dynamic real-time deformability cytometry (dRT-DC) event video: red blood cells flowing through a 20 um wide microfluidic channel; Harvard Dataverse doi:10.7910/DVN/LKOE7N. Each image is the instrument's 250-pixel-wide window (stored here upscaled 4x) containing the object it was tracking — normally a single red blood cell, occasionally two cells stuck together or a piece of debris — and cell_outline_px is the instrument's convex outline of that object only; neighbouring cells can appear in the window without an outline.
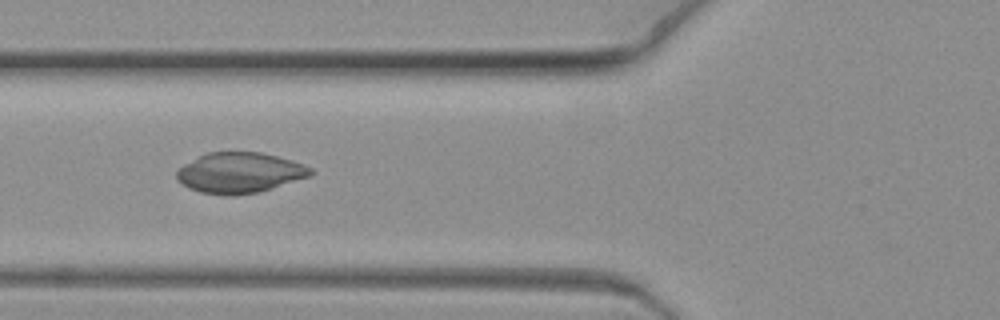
{"species": "common noctule bat (a hibernating species)", "species_latin": "Nyctalus noctula", "temperature_condition": "warm", "stored_images_in_passage": 5, "camera_frame_rate_fps": 3000, "um_per_image_px": 0.085, "animal": {"sex": "female", "body_mass_g": 19.3, "forearm_length_mm": 54.1}, "frame": {"image": 1, "passage_image": 3, "time_ms": 0.667, "image_size_px": [1000, 320], "cell_outline_px": [[316, 172], [312, 176], [260, 192], [236, 196], [224, 196], [200, 192], [188, 188], [176, 180], [176, 172], [184, 164], [208, 152], [260, 152], [292, 160], [312, 168]], "centroid_in_image_um": [20.4, 14.7], "position_along_channel_um": 105.4, "area_um2": 31.96}}
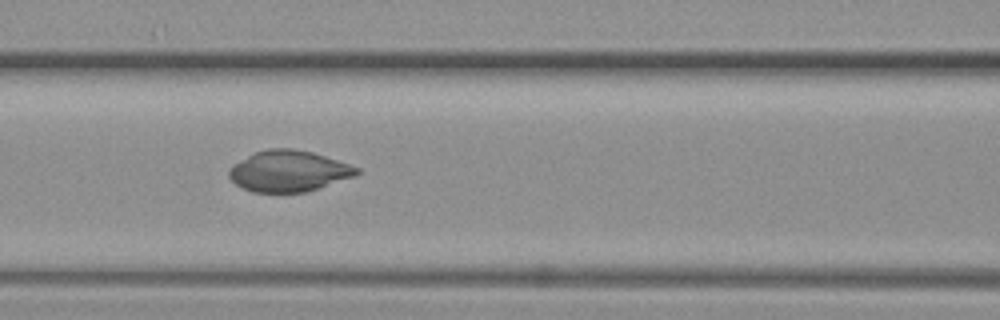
{"frame": {"image": 2, "passage_image": 4, "time_ms": 1.0, "image_size_px": [1000, 320], "cell_outline_px": [[360, 172], [356, 176], [308, 192], [252, 192], [236, 184], [228, 176], [228, 168], [232, 164], [256, 152], [268, 148], [292, 148], [312, 152], [360, 168]], "centroid_in_image_um": [24.54, 14.55], "position_along_channel_um": 142.1, "area_um2": 30.63}}
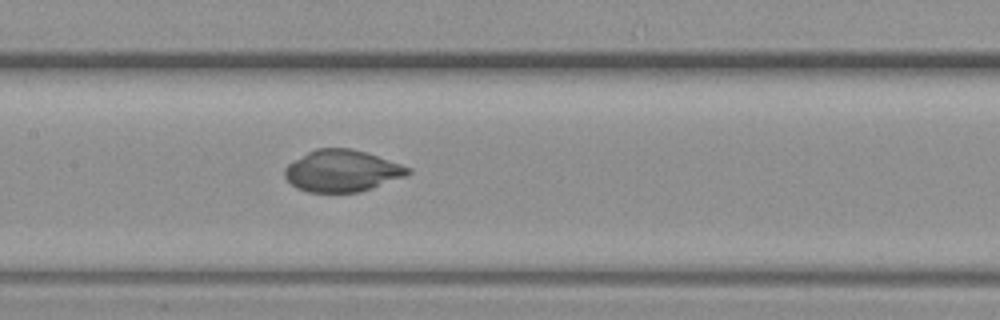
{"frame": {"image": 3, "passage_image": 5, "time_ms": 1.333, "image_size_px": [1000, 320], "cell_outline_px": [[412, 172], [404, 176], [372, 188], [360, 192], [308, 192], [296, 188], [284, 176], [284, 168], [288, 164], [308, 152], [316, 148], [352, 148], [412, 168]], "centroid_in_image_um": [29.05, 14.53], "position_along_channel_um": 178.4, "area_um2": 29.71}}